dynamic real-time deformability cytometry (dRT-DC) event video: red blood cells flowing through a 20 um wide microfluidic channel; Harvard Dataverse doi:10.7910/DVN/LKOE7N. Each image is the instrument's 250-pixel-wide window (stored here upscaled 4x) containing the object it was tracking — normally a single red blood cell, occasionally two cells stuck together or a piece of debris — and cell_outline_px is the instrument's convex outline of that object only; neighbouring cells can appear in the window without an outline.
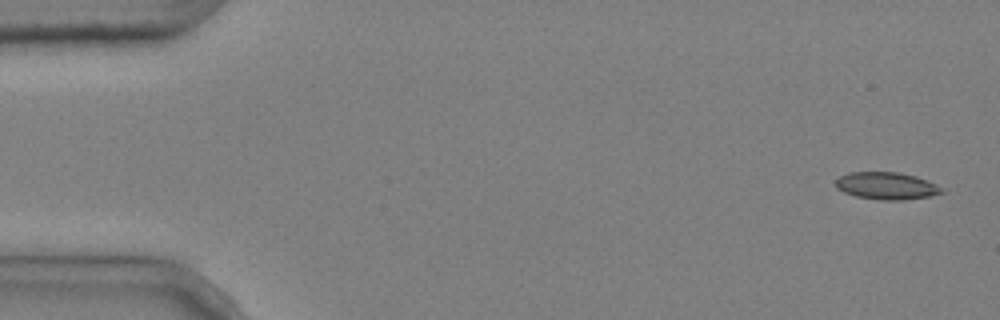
{"species": "common noctule bat (a hibernating species)", "species_latin": "Nyctalus noctula", "temperature_condition": "cold", "stored_images_in_passage": 6, "camera_frame_rate_fps": 3000, "um_per_image_px": 0.085, "animal": {"sex": "male", "body_mass_g": 20.4}, "frame": {"image": 1, "passage_image": 1, "time_ms": 0.0, "image_size_px": [1000, 320], "cell_outline_px": [[944, 192], [932, 196], [904, 200], [880, 200], [856, 196], [844, 192], [836, 188], [836, 180], [840, 176], [848, 172], [900, 172], [916, 176], [928, 180], [944, 188]], "centroid_in_image_um": [75.39, 15.79], "position_along_channel_um": 9.6, "area_um2": 17.05}}
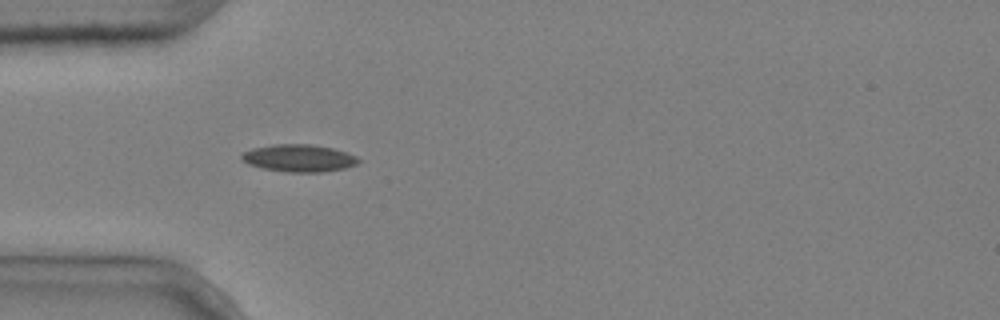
{"frame": {"image": 2, "passage_image": 5, "time_ms": 1.333, "image_size_px": [1000, 320], "cell_outline_px": [[360, 160], [356, 164], [344, 168], [320, 172], [288, 172], [260, 168], [248, 164], [240, 156], [244, 152], [252, 148], [276, 144], [312, 144], [332, 148], [356, 156]], "centroid_in_image_um": [25.38, 13.44], "position_along_channel_um": 59.6, "area_um2": 18.44}}